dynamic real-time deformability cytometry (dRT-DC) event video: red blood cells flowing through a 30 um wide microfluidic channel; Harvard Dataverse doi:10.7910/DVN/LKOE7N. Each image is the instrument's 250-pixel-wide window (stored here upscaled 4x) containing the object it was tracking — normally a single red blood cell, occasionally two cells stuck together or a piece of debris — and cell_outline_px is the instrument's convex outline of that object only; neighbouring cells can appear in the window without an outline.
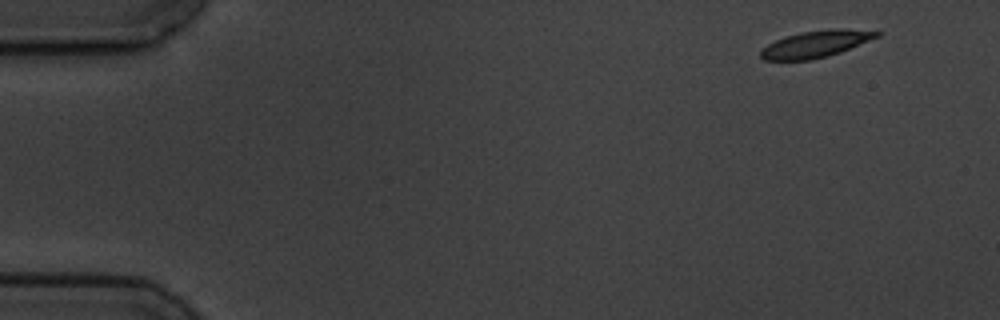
{"species": "common noctule bat (a hibernating species)", "species_latin": "Nyctalus noctula", "temperature_condition": "cold", "stored_images_in_passage": 10, "camera_frame_rate_fps": 3000, "um_per_image_px": 0.085, "animal": {"sex": "male", "body_mass_g": 19.5, "forearm_length_mm": 54.6}, "frame": {"image": 1, "passage_image": 1, "time_ms": 0.0, "image_size_px": [1000, 320], "cell_outline_px": [[880, 36], [840, 52], [828, 56], [812, 60], [764, 60], [760, 56], [760, 52], [768, 44], [784, 36], [800, 32], [828, 28], [844, 28], [880, 32]], "centroid_in_image_um": [69.33, 3.73], "position_along_channel_um": 15.7, "area_um2": 18.15}}
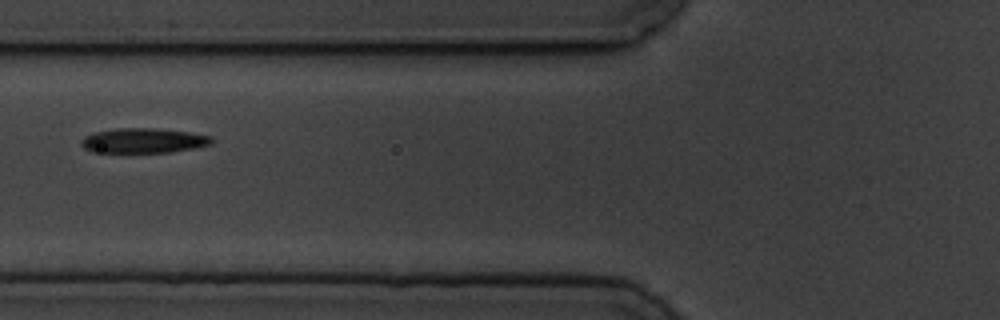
{"frame": {"image": 2, "passage_image": 6, "time_ms": 6.0, "image_size_px": [1000, 320], "cell_outline_px": [[216, 140], [212, 144], [192, 148], [168, 152], [92, 152], [84, 148], [80, 144], [80, 140], [84, 136], [92, 132], [116, 128], [152, 128], [188, 132], [212, 136]], "centroid_in_image_um": [12.16, 11.94], "position_along_channel_um": 113.6, "area_um2": 18.96}}
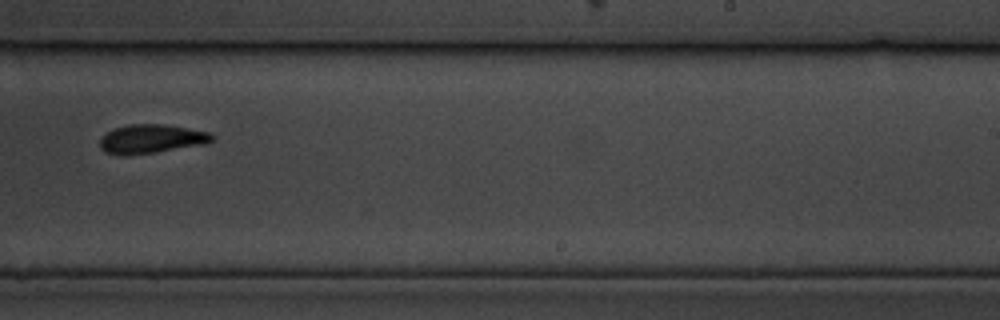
{"frame": {"image": 3, "passage_image": 10, "time_ms": 10.667, "image_size_px": [1000, 320], "cell_outline_px": [[216, 136], [208, 144], [156, 152], [124, 156], [104, 152], [100, 148], [100, 140], [112, 128], [128, 124], [164, 124], [208, 132]], "centroid_in_image_um": [12.86, 11.81], "position_along_channel_um": 276.1, "area_um2": 19.02}}